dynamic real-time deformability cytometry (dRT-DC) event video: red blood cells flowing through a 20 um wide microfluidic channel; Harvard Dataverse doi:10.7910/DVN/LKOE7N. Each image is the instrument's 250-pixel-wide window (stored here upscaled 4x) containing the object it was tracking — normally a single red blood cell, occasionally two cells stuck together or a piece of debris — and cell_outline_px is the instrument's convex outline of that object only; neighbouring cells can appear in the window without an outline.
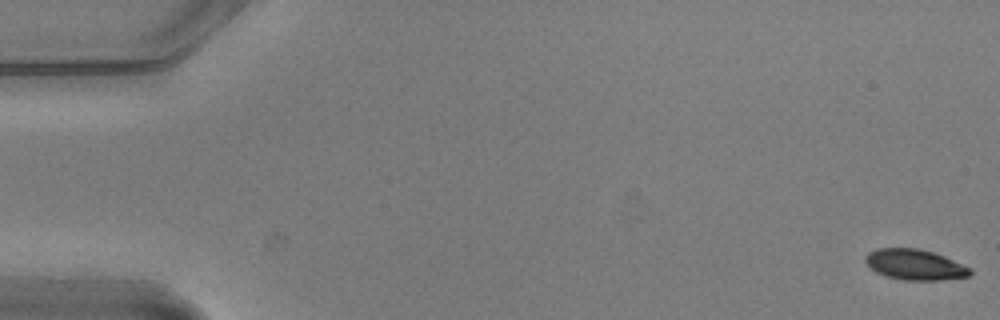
{"species": "common noctule bat (a hibernating species)", "species_latin": "Nyctalus noctula", "temperature_condition": "warm", "stored_images_in_passage": 5, "camera_frame_rate_fps": 3000, "um_per_image_px": 0.085, "animal": {"sex": "male", "body_mass_g": 20.5, "forearm_length_mm": 52.5}, "frame": {"image": 1, "passage_image": 1, "time_ms": 0.0, "image_size_px": [1000, 320], "cell_outline_px": [[972, 272], [968, 276], [940, 280], [904, 280], [888, 276], [876, 272], [864, 260], [864, 256], [868, 252], [876, 248], [920, 248], [944, 256], [972, 268]], "centroid_in_image_um": [77.76, 22.48], "position_along_channel_um": 7.2, "area_um2": 18.61}}
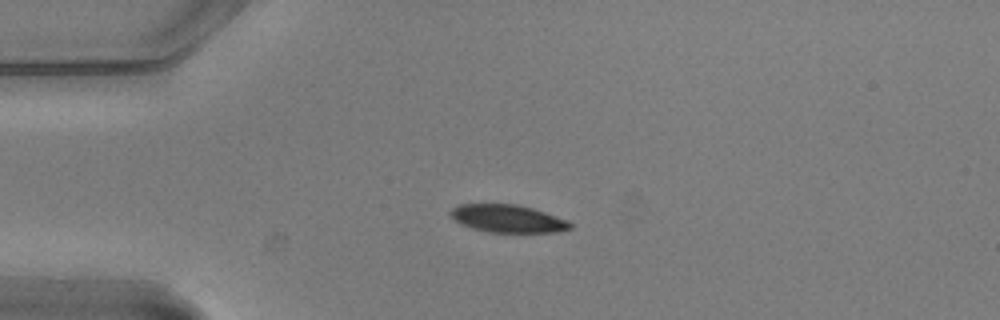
{"frame": {"image": 2, "passage_image": 4, "time_ms": 1.0, "image_size_px": [1000, 320], "cell_outline_px": [[572, 228], [556, 232], [488, 232], [472, 228], [460, 224], [448, 212], [452, 208], [460, 204], [516, 204], [532, 208], [568, 220], [572, 224]], "centroid_in_image_um": [43.15, 18.58], "position_along_channel_um": 41.8, "area_um2": 19.25}}